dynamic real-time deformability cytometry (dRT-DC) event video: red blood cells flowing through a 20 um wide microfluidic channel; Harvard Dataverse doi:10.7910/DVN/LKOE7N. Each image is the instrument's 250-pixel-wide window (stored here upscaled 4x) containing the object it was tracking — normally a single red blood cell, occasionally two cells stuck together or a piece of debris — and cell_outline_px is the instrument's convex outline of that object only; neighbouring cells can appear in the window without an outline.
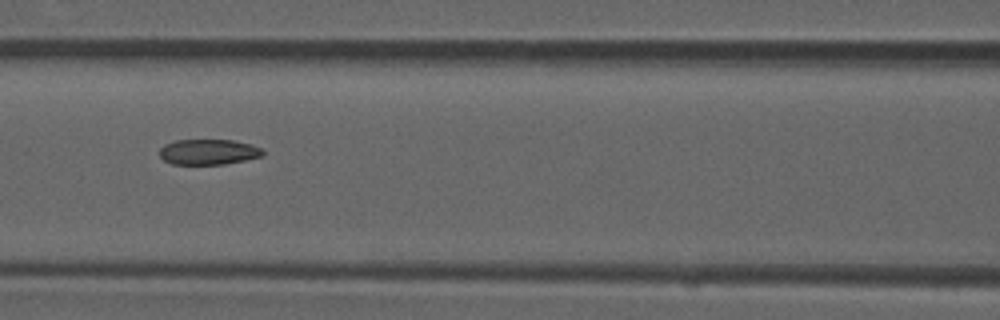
{"species": "common noctule bat (a hibernating species)", "species_latin": "Nyctalus noctula", "temperature_condition": "room temperature", "stored_images_in_passage": 8, "camera_frame_rate_fps": 3000, "um_per_image_px": 0.085, "animal": {"sex": "male", "forearm_length_mm": 52.5}, "frame": {"image": 1, "passage_image": 7, "time_ms": 2.0, "image_size_px": [1000, 320], "cell_outline_px": [[264, 156], [224, 164], [172, 164], [164, 160], [160, 156], [160, 148], [164, 144], [176, 140], [232, 140], [252, 144], [260, 148], [264, 152]], "centroid_in_image_um": [17.72, 12.91], "position_along_channel_um": 148.9, "area_um2": 15.32}}
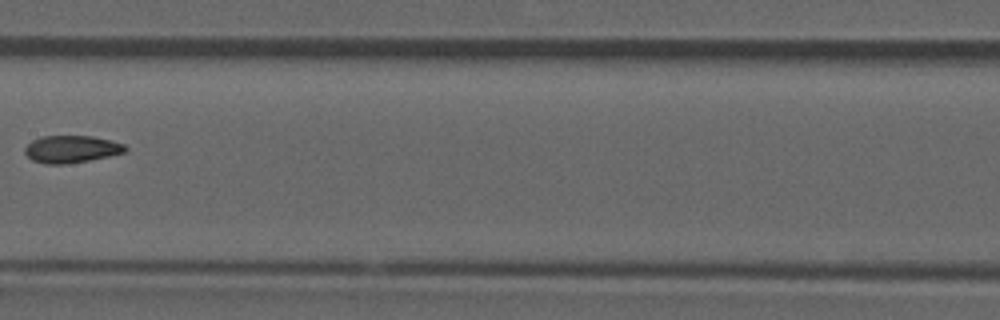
{"frame": {"image": 2, "passage_image": 8, "time_ms": 2.333, "image_size_px": [1000, 320], "cell_outline_px": [[128, 148], [124, 152], [108, 156], [88, 160], [64, 164], [44, 164], [32, 160], [24, 152], [24, 148], [32, 140], [40, 136], [92, 136], [112, 140], [124, 144]], "centroid_in_image_um": [6.05, 12.67], "position_along_channel_um": 201.4, "area_um2": 15.95}}